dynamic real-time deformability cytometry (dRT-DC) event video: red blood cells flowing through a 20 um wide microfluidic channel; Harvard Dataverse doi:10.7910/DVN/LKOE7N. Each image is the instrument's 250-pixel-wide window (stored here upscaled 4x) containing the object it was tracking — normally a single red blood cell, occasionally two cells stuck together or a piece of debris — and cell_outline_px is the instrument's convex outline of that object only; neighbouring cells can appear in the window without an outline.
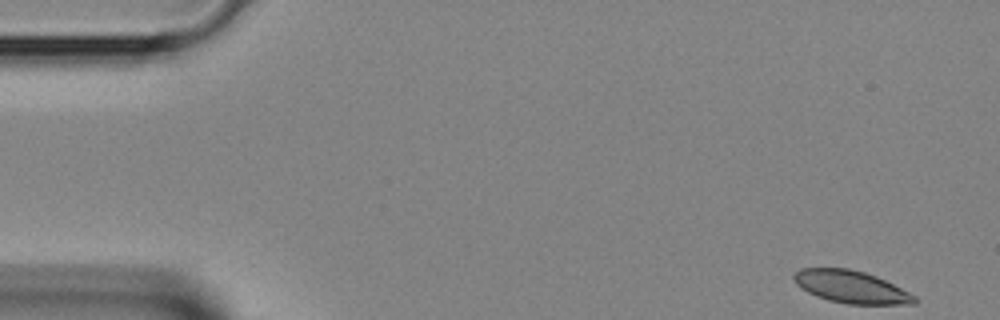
{"species": "Egyptian fruit bat (a non-hibernating species)", "species_latin": "Rousettus aegyptiacus", "temperature_condition": "room temperature", "stored_images_in_passage": 4, "camera_frame_rate_fps": 3000, "um_per_image_px": 0.085, "animal": {"sex": "female"}, "frame": {"image": 1, "passage_image": 1, "time_ms": 0.0, "image_size_px": [1000, 320], "cell_outline_px": [[916, 304], [848, 304], [828, 300], [816, 296], [800, 288], [792, 280], [792, 276], [800, 268], [848, 268], [864, 272], [876, 276], [916, 296]], "centroid_in_image_um": [72.3, 24.38], "position_along_channel_um": 12.7, "area_um2": 22.72}}
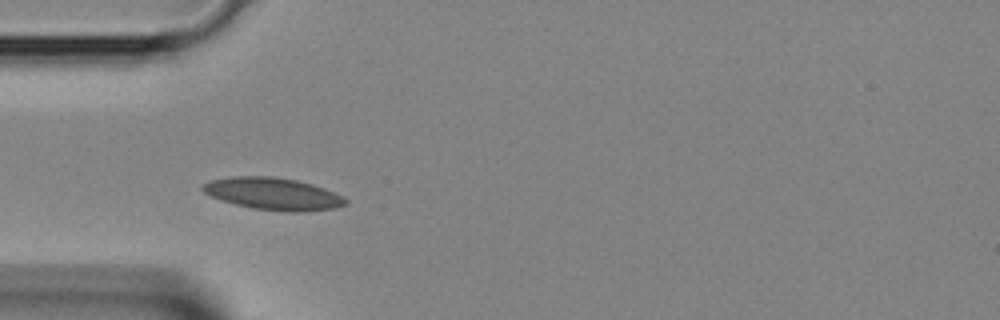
{"frame": {"image": 2, "passage_image": 3, "time_ms": 0.667, "image_size_px": [1000, 320], "cell_outline_px": [[348, 204], [336, 208], [304, 212], [288, 212], [252, 208], [236, 204], [212, 196], [204, 192], [200, 188], [200, 184], [208, 180], [232, 176], [272, 176], [296, 180], [312, 184], [324, 188], [348, 200]], "centroid_in_image_um": [23.2, 16.47], "position_along_channel_um": 61.8, "area_um2": 26.82}}
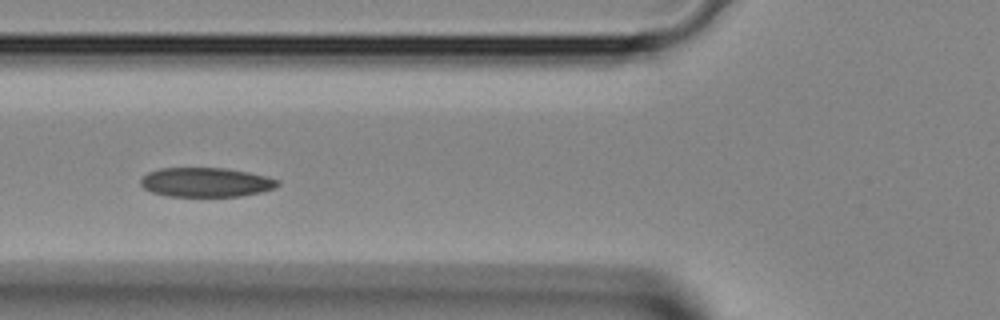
{"frame": {"image": 3, "passage_image": 4, "time_ms": 1.0, "image_size_px": [1000, 320], "cell_outline_px": [[280, 184], [276, 188], [260, 192], [240, 196], [168, 196], [152, 192], [144, 188], [140, 184], [140, 180], [148, 172], [160, 168], [224, 168], [248, 172], [280, 180]], "centroid_in_image_um": [17.51, 15.49], "position_along_channel_um": 108.3, "area_um2": 23.35}}